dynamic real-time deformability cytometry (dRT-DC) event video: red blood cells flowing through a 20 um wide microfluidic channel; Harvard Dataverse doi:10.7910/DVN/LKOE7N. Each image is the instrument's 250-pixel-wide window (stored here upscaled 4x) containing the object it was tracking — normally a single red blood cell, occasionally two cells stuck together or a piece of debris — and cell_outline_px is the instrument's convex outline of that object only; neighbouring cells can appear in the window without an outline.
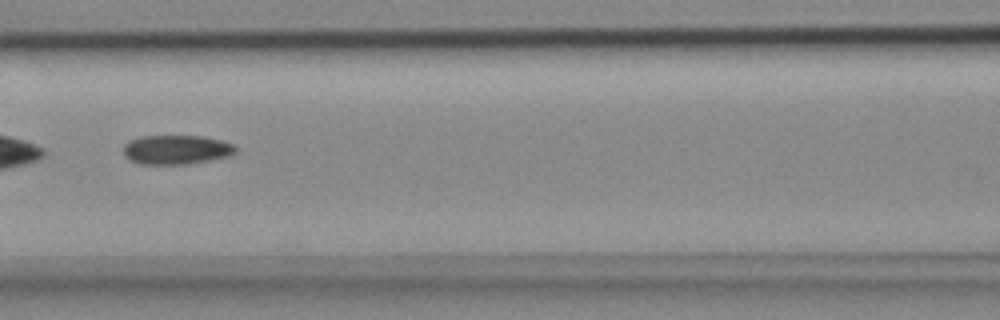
{"species": "common noctule bat (a hibernating species)", "species_latin": "Nyctalus noctula", "temperature_condition": "cold", "stored_images_in_passage": 8, "camera_frame_rate_fps": 3000, "um_per_image_px": 0.085, "animal": {"sex": "female", "body_mass_g": 18.4}, "frame": {"image": 1, "passage_image": 6, "time_ms": 1.667, "image_size_px": [1000, 320], "cell_outline_px": [[236, 152], [228, 156], [208, 160], [184, 164], [140, 164], [124, 156], [124, 144], [128, 140], [140, 136], [200, 136], [220, 140], [232, 144], [236, 148]], "centroid_in_image_um": [14.94, 12.71], "position_along_channel_um": 151.7, "area_um2": 18.96}}
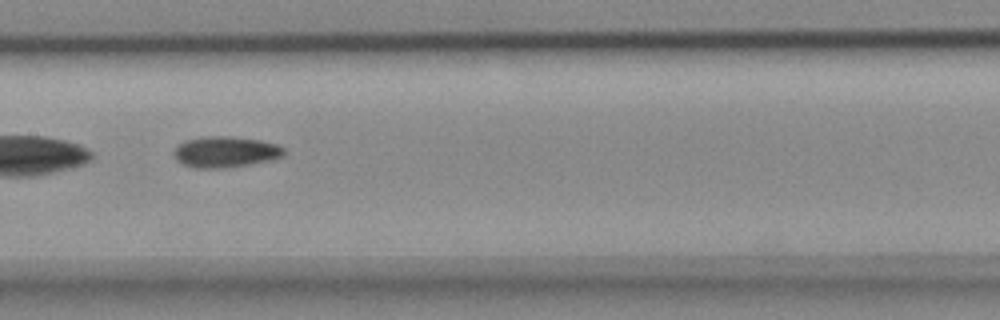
{"frame": {"image": 2, "passage_image": 7, "time_ms": 2.0, "image_size_px": [1000, 320], "cell_outline_px": [[288, 152], [284, 156], [268, 160], [248, 164], [224, 168], [196, 168], [184, 164], [176, 160], [172, 152], [184, 140], [204, 136], [232, 136], [260, 140], [276, 144], [284, 148]], "centroid_in_image_um": [19.16, 12.9], "position_along_channel_um": 188.2, "area_um2": 19.94}}
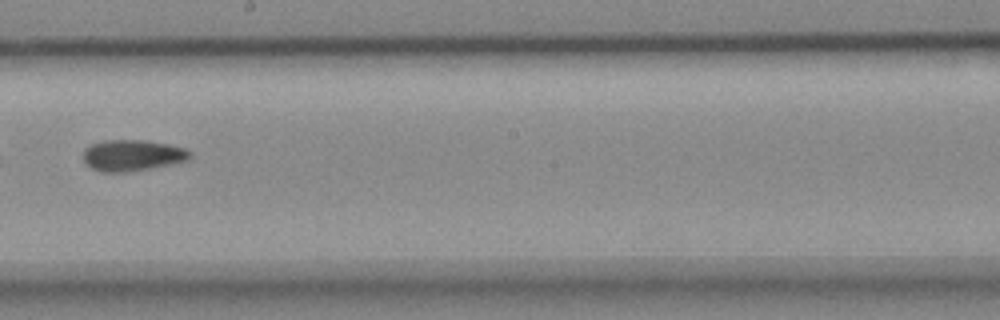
{"frame": {"image": 3, "passage_image": 8, "time_ms": 2.333, "image_size_px": [1000, 320], "cell_outline_px": [[192, 156], [188, 160], [172, 164], [128, 172], [100, 172], [84, 164], [84, 148], [88, 144], [104, 140], [144, 140], [168, 144], [188, 148], [192, 152]], "centroid_in_image_um": [11.25, 13.2], "position_along_channel_um": 236.9, "area_um2": 19.77}}